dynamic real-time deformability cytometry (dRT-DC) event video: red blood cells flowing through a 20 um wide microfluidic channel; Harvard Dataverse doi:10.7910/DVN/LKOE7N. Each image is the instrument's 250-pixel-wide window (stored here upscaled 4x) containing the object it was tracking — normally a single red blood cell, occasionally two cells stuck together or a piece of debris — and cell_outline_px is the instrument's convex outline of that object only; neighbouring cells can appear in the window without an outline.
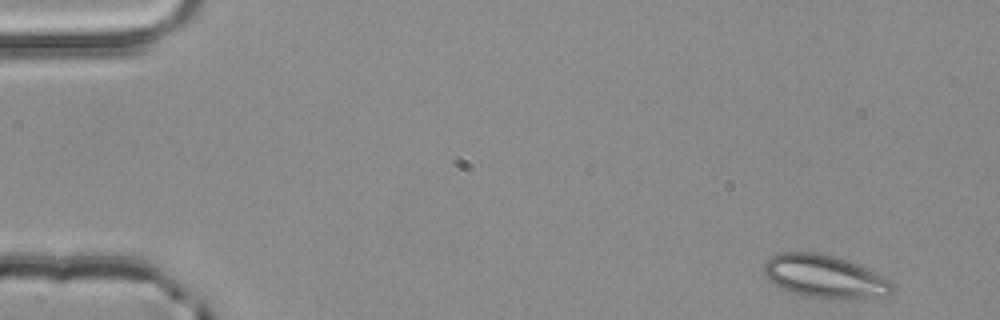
{"species": "common noctule bat (a hibernating species)", "species_latin": "Nyctalus noctula", "temperature_condition": "room temperature", "stored_images_in_passage": 4, "camera_frame_rate_fps": 3000, "um_per_image_px": 0.085, "animal": {"sex": "male", "body_mass_g": 20.4}, "frame": {"image": 1, "passage_image": 1, "time_ms": 0.0, "image_size_px": [1000, 320], "cell_outline_px": [[896, 288], [888, 296], [848, 300], [808, 296], [792, 292], [780, 288], [764, 276], [764, 264], [772, 256], [780, 252], [820, 252], [856, 264], [888, 280]], "centroid_in_image_um": [70.09, 23.52], "position_along_channel_um": 14.9, "area_um2": 31.91}}